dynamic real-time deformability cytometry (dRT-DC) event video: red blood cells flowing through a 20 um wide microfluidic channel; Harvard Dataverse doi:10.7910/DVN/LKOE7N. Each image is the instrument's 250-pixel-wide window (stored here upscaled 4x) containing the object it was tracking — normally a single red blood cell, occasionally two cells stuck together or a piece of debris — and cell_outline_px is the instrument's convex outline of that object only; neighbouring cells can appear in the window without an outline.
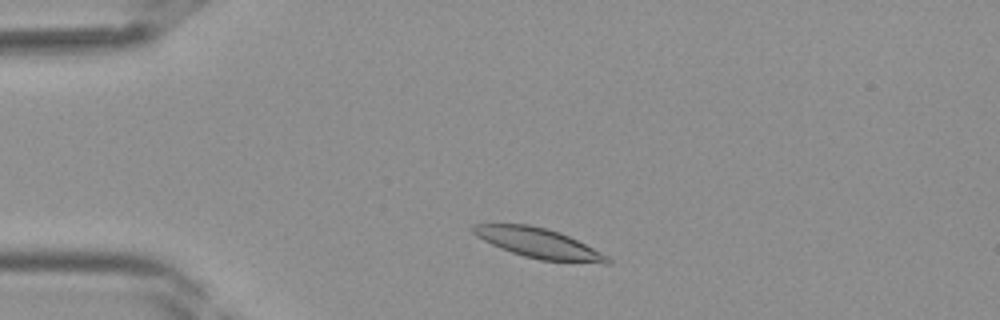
{"species": "Egyptian fruit bat (a non-hibernating species)", "species_latin": "Rousettus aegyptiacus", "temperature_condition": "room temperature", "stored_images_in_passage": 35, "camera_frame_rate_fps": 3000, "um_per_image_px": 0.085, "frame": {"image": 1, "passage_image": 4, "time_ms": 1.0, "image_size_px": [1000, 320], "cell_outline_px": [[612, 260], [608, 264], [604, 264], [540, 260], [524, 256], [500, 248], [476, 236], [468, 228], [472, 224], [528, 224], [548, 228], [560, 232], [608, 256]], "centroid_in_image_um": [45.76, 20.67], "position_along_channel_um": 39.2, "area_um2": 23.41}}
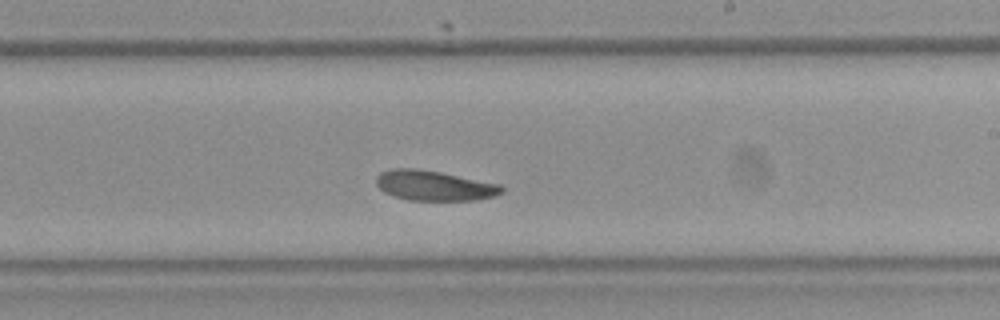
{"frame": {"image": 2, "passage_image": 19, "time_ms": 6.0, "image_size_px": [1000, 320], "cell_outline_px": [[504, 192], [492, 196], [476, 200], [408, 200], [384, 192], [376, 184], [376, 176], [380, 172], [392, 168], [416, 168], [440, 172], [500, 184], [504, 188]], "centroid_in_image_um": [36.89, 15.77], "position_along_channel_um": 252.1, "area_um2": 21.91}}
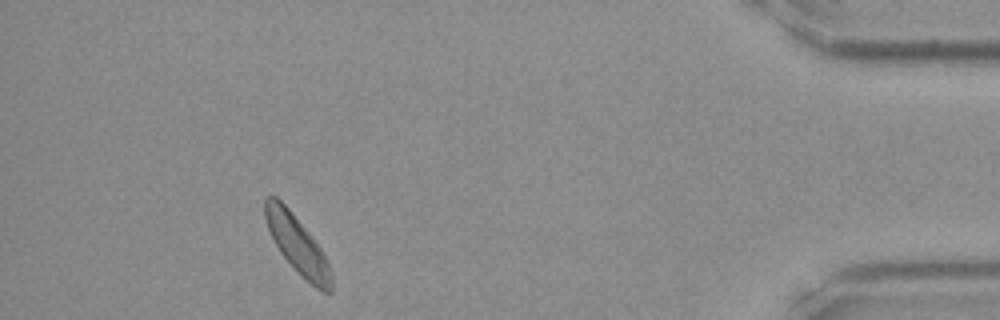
{"frame": {"image": 3, "passage_image": 32, "time_ms": 10.333, "image_size_px": [1000, 320], "cell_outline_px": [[332, 292], [324, 292], [316, 288], [280, 252], [268, 228], [264, 216], [264, 196], [276, 196], [288, 208], [320, 248], [332, 272]], "centroid_in_image_um": [25.26, 20.76], "position_along_channel_um": 409.9, "area_um2": 21.33}}